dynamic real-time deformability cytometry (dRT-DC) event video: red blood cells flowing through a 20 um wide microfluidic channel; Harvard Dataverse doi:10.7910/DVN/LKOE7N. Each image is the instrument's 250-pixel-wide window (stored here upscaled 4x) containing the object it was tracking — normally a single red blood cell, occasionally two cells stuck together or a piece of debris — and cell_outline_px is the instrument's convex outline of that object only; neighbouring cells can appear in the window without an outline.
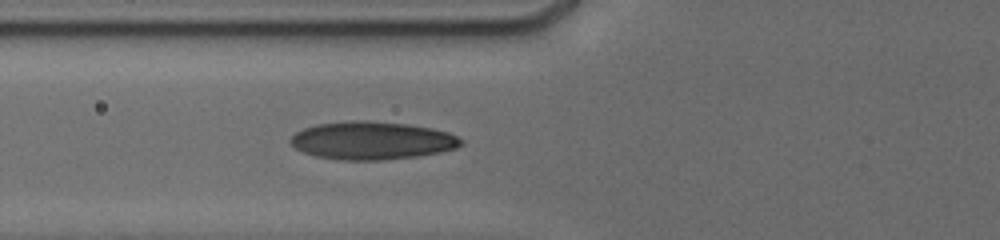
{"species": "human", "species_latin": "Homo sapiens", "temperature_condition": "cold", "stored_images_in_passage": 32, "camera_frame_rate_fps": 3000, "um_per_image_px": 0.085, "donor": {"sex": "male"}, "frame": {"image": 1, "passage_image": 4, "time_ms": 2.0, "image_size_px": [1000, 240], "cell_outline_px": [[464, 144], [456, 148], [440, 152], [416, 156], [384, 160], [344, 160], [316, 156], [304, 152], [296, 148], [288, 140], [296, 132], [304, 128], [316, 124], [352, 120], [408, 124], [432, 128], [448, 132], [464, 140]], "centroid_in_image_um": [31.63, 11.95], "position_along_channel_um": 94.2, "area_um2": 37.57}}
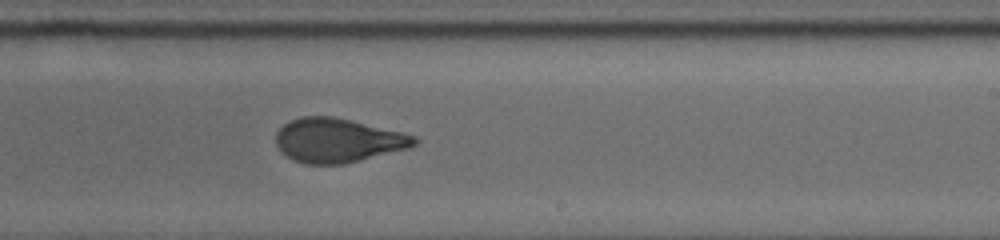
{"frame": {"image": 2, "passage_image": 14, "time_ms": 6.333, "image_size_px": [1000, 240], "cell_outline_px": [[420, 140], [416, 144], [408, 148], [344, 164], [304, 164], [292, 160], [280, 152], [276, 144], [276, 132], [284, 124], [300, 116], [332, 116], [400, 132], [416, 136]], "centroid_in_image_um": [28.67, 11.94], "position_along_channel_um": 260.3, "area_um2": 35.43}}
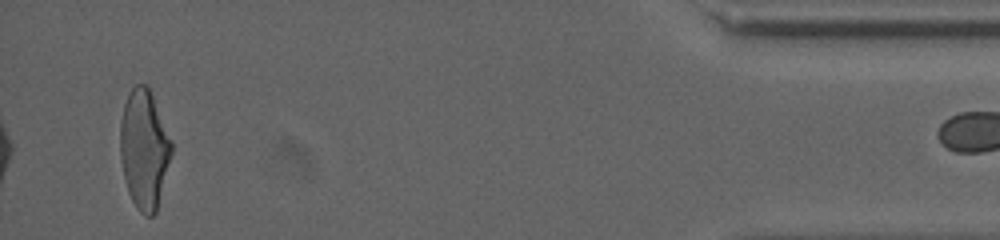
{"frame": {"image": 3, "passage_image": 31, "time_ms": 12.333, "image_size_px": [1000, 240], "cell_outline_px": [[172, 152], [156, 212], [152, 216], [144, 216], [136, 208], [128, 192], [124, 180], [120, 160], [120, 120], [124, 104], [132, 88], [136, 84], [144, 84], [148, 88], [152, 96], [172, 144]], "centroid_in_image_um": [12.22, 12.73], "position_along_channel_um": 423.0, "area_um2": 35.2}}